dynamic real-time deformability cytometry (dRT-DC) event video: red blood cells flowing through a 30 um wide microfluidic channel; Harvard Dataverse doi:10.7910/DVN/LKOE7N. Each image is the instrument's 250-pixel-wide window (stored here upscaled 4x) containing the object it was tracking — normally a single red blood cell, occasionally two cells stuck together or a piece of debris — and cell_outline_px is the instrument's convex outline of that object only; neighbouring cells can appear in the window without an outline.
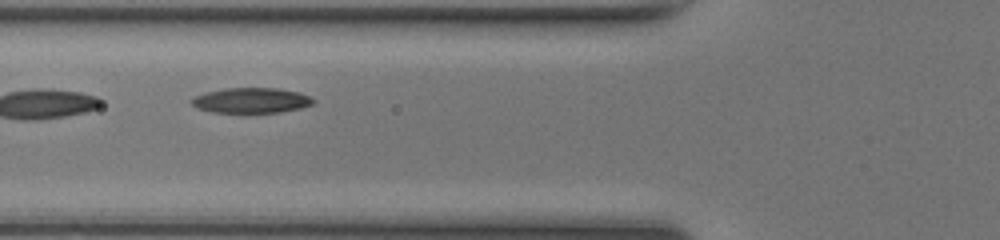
{"species": "common noctule bat (a hibernating species)", "species_latin": "Nyctalus noctula", "temperature_condition": "room temperature", "stored_images_in_passage": 35, "camera_frame_rate_fps": 3000, "um_per_image_px": 0.085, "animal": {"sex": "female", "body_mass_g": 17.0, "forearm_length_mm": 48.0}, "frame": {"image": 1, "passage_image": 4, "time_ms": 1.0, "image_size_px": [1000, 240], "cell_outline_px": [[316, 100], [312, 104], [300, 108], [280, 112], [212, 112], [200, 108], [192, 104], [188, 100], [192, 96], [224, 88], [276, 88], [300, 92]], "centroid_in_image_um": [21.34, 8.52], "position_along_channel_um": 104.5, "area_um2": 17.8}}
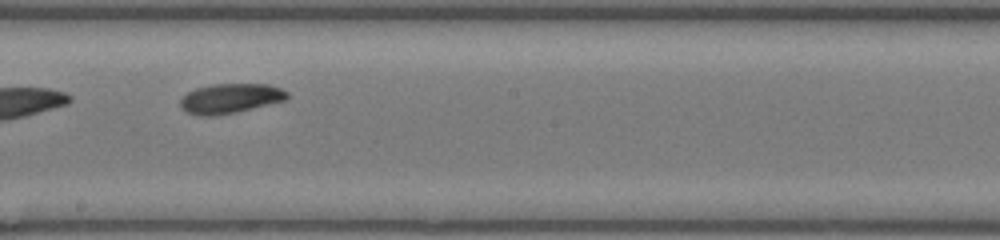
{"frame": {"image": 2, "passage_image": 13, "time_ms": 4.0, "image_size_px": [1000, 240], "cell_outline_px": [[288, 96], [284, 100], [236, 112], [216, 116], [200, 116], [184, 112], [180, 108], [180, 100], [188, 92], [196, 88], [212, 84], [268, 84], [280, 88], [288, 92]], "centroid_in_image_um": [19.52, 8.37], "position_along_channel_um": 228.7, "area_um2": 18.5}}
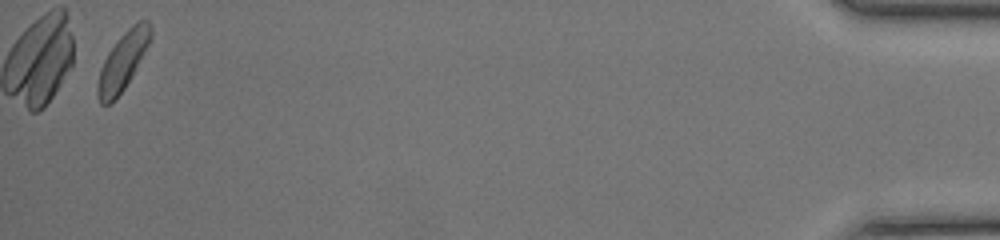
{"frame": {"image": 3, "passage_image": 34, "time_ms": 11.0, "image_size_px": [1000, 240], "cell_outline_px": [[152, 36], [132, 76], [124, 88], [112, 104], [100, 104], [96, 92], [96, 84], [100, 68], [108, 52], [120, 36], [136, 20], [148, 20], [152, 24]], "centroid_in_image_um": [10.43, 5.19], "position_along_channel_um": 424.8, "area_um2": 17.92}, "authors_computed_cell_mechanics": {"area_um2": 18.207, "velocity_mm_per_s": 4.1485, "shape_relaxation_time_tau1_ms": 3.843, "shape_relaxation_time_tau2_ms": null, "deformation_change_tau1": 0.1406, "deformation_change_tau2": null}}